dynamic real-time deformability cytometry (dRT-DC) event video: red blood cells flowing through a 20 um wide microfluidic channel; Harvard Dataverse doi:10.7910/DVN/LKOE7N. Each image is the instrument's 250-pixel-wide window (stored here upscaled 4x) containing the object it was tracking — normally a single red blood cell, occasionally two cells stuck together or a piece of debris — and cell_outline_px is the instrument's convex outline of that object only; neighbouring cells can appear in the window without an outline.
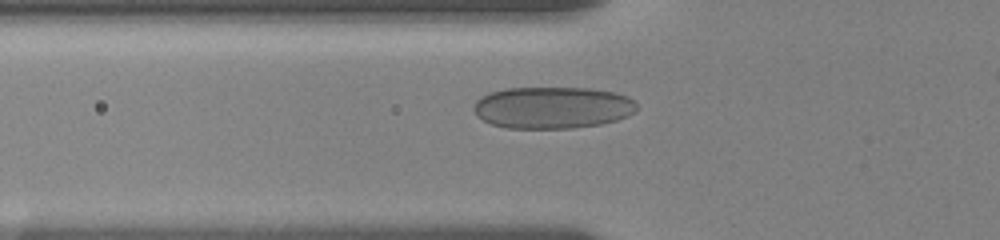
{"species": "human", "species_latin": "Homo sapiens", "temperature_condition": "room temperature", "stored_images_in_passage": 14, "camera_frame_rate_fps": 3000, "um_per_image_px": 0.085, "donor": {"sex": "female"}, "frame": {"image": 1, "passage_image": 5, "time_ms": 3.0, "image_size_px": [1000, 240], "cell_outline_px": [[636, 112], [628, 116], [616, 120], [600, 124], [572, 128], [508, 128], [492, 124], [476, 116], [472, 108], [476, 100], [480, 96], [488, 92], [504, 88], [588, 88], [616, 92], [628, 96], [636, 104]], "centroid_in_image_um": [46.93, 9.14], "position_along_channel_um": 78.9, "area_um2": 40.06}}
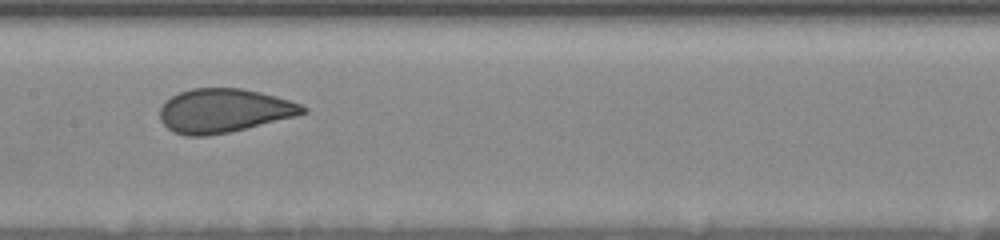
{"frame": {"image": 2, "passage_image": 10, "time_ms": 6.0, "image_size_px": [1000, 240], "cell_outline_px": [[308, 112], [296, 116], [228, 132], [204, 136], [184, 136], [172, 132], [160, 120], [160, 108], [172, 96], [180, 92], [192, 88], [240, 88], [260, 92], [276, 96], [300, 104], [308, 108]], "centroid_in_image_um": [19.02, 9.41], "position_along_channel_um": 188.4, "area_um2": 36.3}}
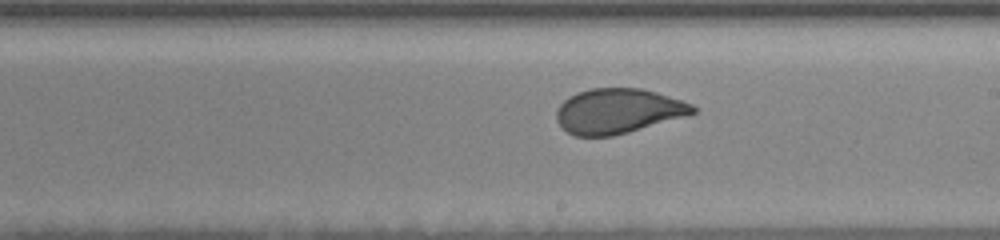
{"frame": {"image": 3, "passage_image": 13, "time_ms": 7.333, "image_size_px": [1000, 240], "cell_outline_px": [[696, 112], [684, 116], [628, 132], [612, 136], [576, 136], [568, 132], [556, 120], [556, 112], [560, 104], [568, 96], [576, 92], [592, 88], [644, 88], [692, 104], [696, 108]], "centroid_in_image_um": [52.5, 9.43], "position_along_channel_um": 236.5, "area_um2": 35.43}}